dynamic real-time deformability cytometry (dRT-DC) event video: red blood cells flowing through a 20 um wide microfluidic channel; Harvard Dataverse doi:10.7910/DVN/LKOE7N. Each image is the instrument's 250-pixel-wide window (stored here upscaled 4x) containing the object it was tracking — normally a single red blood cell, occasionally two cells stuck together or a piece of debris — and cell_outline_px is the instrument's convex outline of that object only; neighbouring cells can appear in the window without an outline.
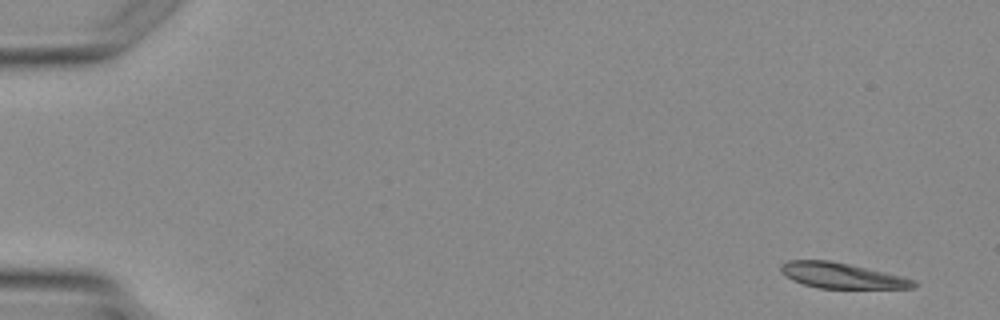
{"species": "Egyptian fruit bat (a non-hibernating species)", "species_latin": "Rousettus aegyptiacus", "temperature_condition": "warm", "stored_images_in_passage": 4, "camera_frame_rate_fps": 3000, "um_per_image_px": 0.085, "animal": {"sex": "female"}, "frame": {"image": 1, "passage_image": 1, "time_ms": 0.0, "image_size_px": [1000, 320], "cell_outline_px": [[920, 284], [916, 288], [820, 288], [804, 284], [792, 280], [780, 272], [780, 264], [788, 260], [828, 260], [848, 264], [884, 272], [916, 280]], "centroid_in_image_um": [71.55, 23.43], "position_along_channel_um": 13.5, "area_um2": 19.65}}